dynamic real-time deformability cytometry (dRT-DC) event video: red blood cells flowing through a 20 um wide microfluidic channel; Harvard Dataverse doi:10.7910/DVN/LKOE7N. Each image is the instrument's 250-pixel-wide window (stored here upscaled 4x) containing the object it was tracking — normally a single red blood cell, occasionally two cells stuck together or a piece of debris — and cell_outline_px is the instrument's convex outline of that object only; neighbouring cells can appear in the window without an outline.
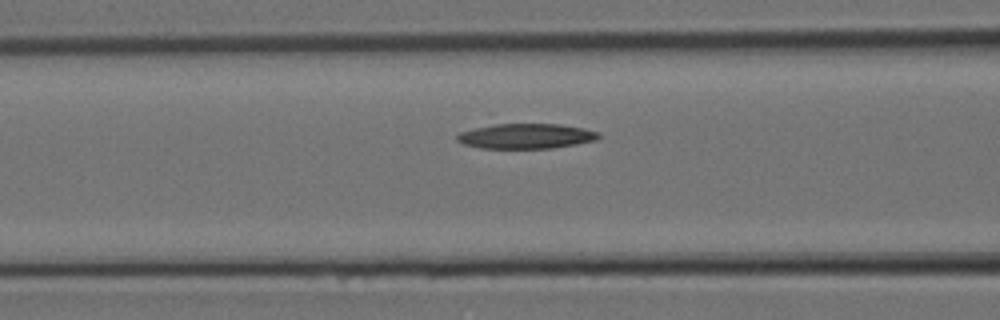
{"species": "Egyptian fruit bat (a non-hibernating species)", "species_latin": "Rousettus aegyptiacus", "temperature_condition": "room temperature", "stored_images_in_passage": 4, "camera_frame_rate_fps": 3000, "um_per_image_px": 0.085, "animal": {"sex": "female"}, "frame": {"image": 1, "passage_image": 4, "time_ms": 1.0, "image_size_px": [1000, 320], "cell_outline_px": [[600, 136], [596, 140], [576, 144], [552, 148], [480, 148], [464, 144], [456, 140], [456, 136], [460, 132], [476, 128], [496, 124], [560, 124], [584, 128], [600, 132]], "centroid_in_image_um": [44.74, 11.57], "position_along_channel_um": 121.9, "area_um2": 20.58}}